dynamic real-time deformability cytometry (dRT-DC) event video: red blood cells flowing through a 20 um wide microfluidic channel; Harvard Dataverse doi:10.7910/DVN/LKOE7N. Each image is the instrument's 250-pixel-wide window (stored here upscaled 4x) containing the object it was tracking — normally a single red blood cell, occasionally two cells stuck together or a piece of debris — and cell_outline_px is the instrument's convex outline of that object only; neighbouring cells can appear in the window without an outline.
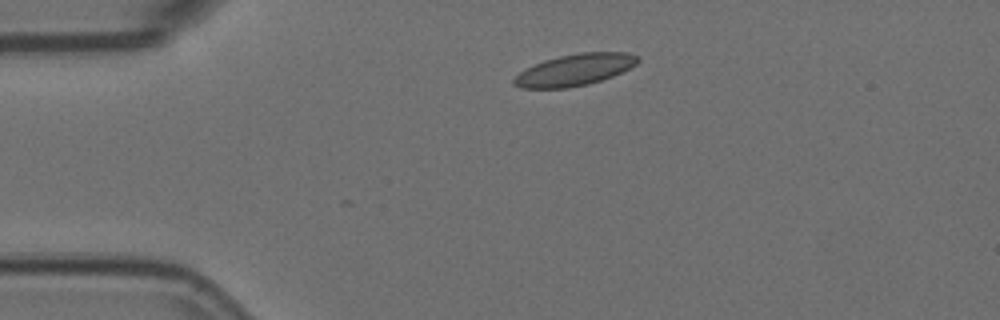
{"species": "Egyptian fruit bat (a non-hibernating species)", "species_latin": "Rousettus aegyptiacus", "temperature_condition": "room temperature", "stored_images_in_passage": 7, "camera_frame_rate_fps": 3000, "um_per_image_px": 0.085, "animal": {"sex": "female"}, "frame": {"image": 1, "passage_image": 1, "time_ms": 0.0, "image_size_px": [1000, 320], "cell_outline_px": [[640, 60], [636, 64], [612, 76], [588, 84], [568, 88], [520, 88], [512, 84], [512, 80], [520, 72], [544, 60], [560, 56], [580, 52], [628, 52], [640, 56]], "centroid_in_image_um": [48.86, 5.93], "position_along_channel_um": 36.1, "area_um2": 22.66}}